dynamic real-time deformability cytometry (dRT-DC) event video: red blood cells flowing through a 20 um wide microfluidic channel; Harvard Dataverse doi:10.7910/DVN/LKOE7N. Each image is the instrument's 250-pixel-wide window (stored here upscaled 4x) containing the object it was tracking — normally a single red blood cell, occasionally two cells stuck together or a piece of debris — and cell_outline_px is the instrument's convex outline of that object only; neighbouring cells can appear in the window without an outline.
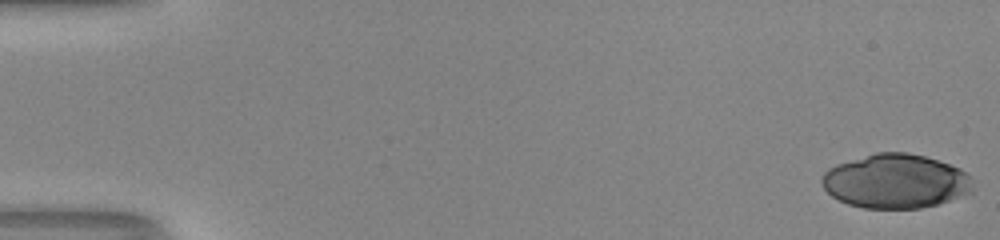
{"species": "human", "species_latin": "Homo sapiens", "temperature_condition": "room temperature", "stored_images_in_passage": 51, "camera_frame_rate_fps": 3000, "um_per_image_px": 0.085, "donor": {"sex": "male"}, "frame": {"image": 1, "passage_image": 1, "time_ms": 0.0, "image_size_px": [1000, 240], "cell_outline_px": [[972, 192], [936, 204], [920, 208], [864, 208], [848, 204], [832, 196], [824, 188], [820, 180], [820, 176], [828, 168], [836, 164], [876, 152], [908, 152], [924, 156], [960, 168], [968, 176], [972, 188]], "centroid_in_image_um": [76.07, 15.4], "position_along_channel_um": 8.9, "area_um2": 47.34}}
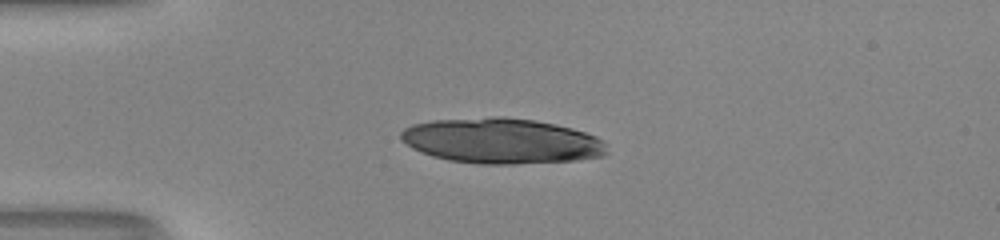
{"frame": {"image": 2, "passage_image": 14, "time_ms": 4.333, "image_size_px": [1000, 240], "cell_outline_px": [[608, 152], [604, 156], [576, 160], [516, 164], [480, 164], [448, 160], [432, 156], [420, 152], [412, 148], [400, 136], [400, 132], [404, 128], [412, 124], [432, 120], [492, 116], [504, 116], [536, 120], [556, 124], [572, 128], [596, 136], [604, 144]], "centroid_in_image_um": [42.62, 11.97], "position_along_channel_um": 42.4, "area_um2": 54.74}}